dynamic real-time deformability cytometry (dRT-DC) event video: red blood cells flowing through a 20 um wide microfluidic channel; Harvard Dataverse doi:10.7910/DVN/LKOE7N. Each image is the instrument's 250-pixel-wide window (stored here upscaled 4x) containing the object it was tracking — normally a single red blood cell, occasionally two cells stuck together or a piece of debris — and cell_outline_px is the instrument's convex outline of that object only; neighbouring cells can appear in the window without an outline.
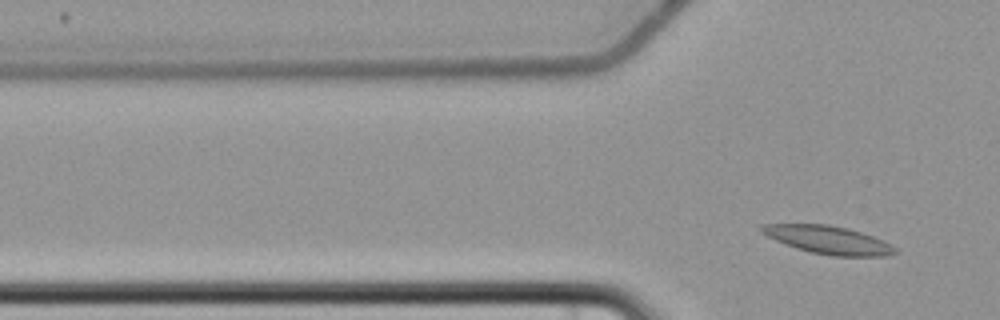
{"species": "common noctule bat (a hibernating species)", "species_latin": "Nyctalus noctula", "temperature_condition": "cold", "stored_images_in_passage": 2, "camera_frame_rate_fps": 3000, "um_per_image_px": 0.085, "animal": {"sex": "female", "body_mass_g": 22.7, "forearm_length_mm": 54.2}, "frame": {"image": 1, "passage_image": 2, "time_ms": 2.0, "image_size_px": [1000, 320], "cell_outline_px": [[900, 252], [888, 256], [832, 256], [812, 252], [796, 248], [784, 244], [760, 232], [756, 228], [760, 224], [828, 224], [848, 228], [872, 236], [892, 244]], "centroid_in_image_um": [70.4, 20.39], "position_along_channel_um": 55.4, "area_um2": 21.96}}